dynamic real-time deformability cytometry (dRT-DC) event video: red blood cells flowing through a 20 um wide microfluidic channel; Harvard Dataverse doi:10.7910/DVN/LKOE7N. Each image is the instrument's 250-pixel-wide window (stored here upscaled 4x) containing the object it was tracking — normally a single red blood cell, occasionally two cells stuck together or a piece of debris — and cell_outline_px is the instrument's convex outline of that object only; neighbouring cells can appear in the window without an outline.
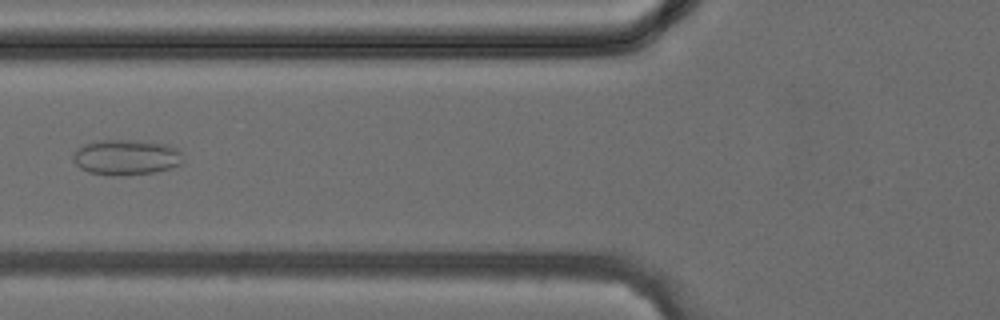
{"species": "common noctule bat (a hibernating species)", "species_latin": "Nyctalus noctula", "temperature_condition": "cold", "stored_images_in_passage": 32, "camera_frame_rate_fps": 3000, "um_per_image_px": 0.085, "animal": {"sex": "female", "body_mass_g": 24.6, "forearm_length_mm": 56.2}, "frame": {"image": 1, "passage_image": 11, "time_ms": 3.333, "image_size_px": [1000, 320], "cell_outline_px": [[180, 164], [172, 168], [156, 172], [120, 176], [88, 172], [80, 168], [72, 160], [72, 156], [76, 148], [84, 144], [100, 140], [140, 140], [164, 144], [176, 148], [180, 152]], "centroid_in_image_um": [10.68, 13.37], "position_along_channel_um": 115.1, "area_um2": 22.72}}
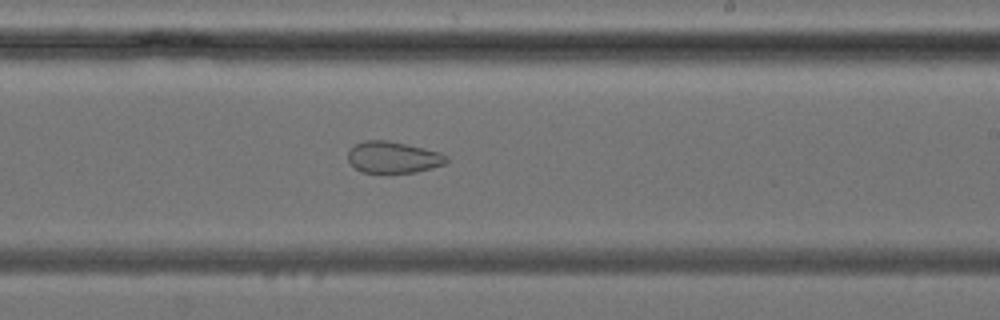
{"frame": {"image": 2, "passage_image": 19, "time_ms": 6.0, "image_size_px": [1000, 320], "cell_outline_px": [[448, 160], [444, 164], [432, 168], [416, 172], [360, 172], [348, 160], [348, 152], [356, 144], [364, 140], [388, 140], [424, 148], [440, 152], [448, 156]], "centroid_in_image_um": [33.44, 13.36], "position_along_channel_um": 255.6, "area_um2": 17.98}}
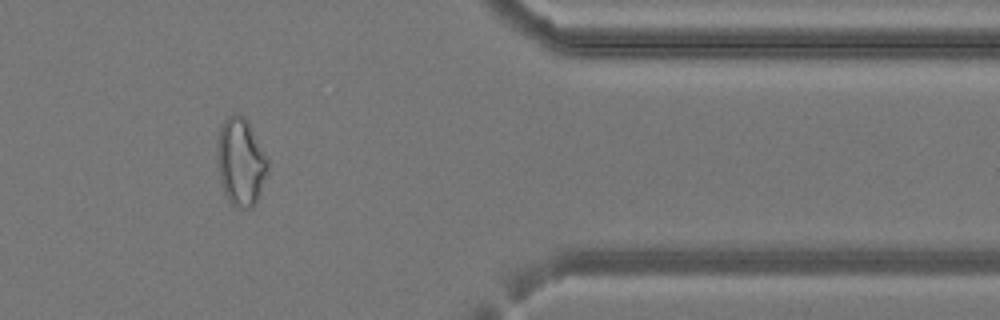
{"frame": {"image": 3, "passage_image": 28, "time_ms": 9.0, "image_size_px": [1000, 320], "cell_outline_px": [[268, 172], [260, 192], [252, 208], [240, 208], [232, 204], [228, 200], [224, 192], [220, 180], [216, 160], [216, 144], [220, 124], [232, 112], [236, 112], [244, 116], [248, 120], [268, 156]], "centroid_in_image_um": [20.45, 13.69], "position_along_channel_um": 391.0, "area_um2": 26.53}}